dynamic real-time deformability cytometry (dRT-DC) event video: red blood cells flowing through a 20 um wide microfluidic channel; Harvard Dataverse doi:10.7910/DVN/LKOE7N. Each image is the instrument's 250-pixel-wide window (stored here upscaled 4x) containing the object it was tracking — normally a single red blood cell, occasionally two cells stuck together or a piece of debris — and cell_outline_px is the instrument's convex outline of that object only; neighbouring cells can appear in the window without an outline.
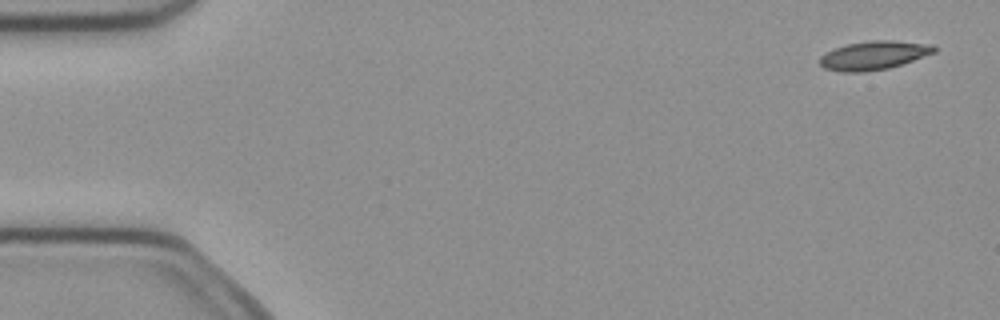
{"species": "common noctule bat (a hibernating species)", "species_latin": "Nyctalus noctula", "temperature_condition": "cold", "stored_images_in_passage": 5, "camera_frame_rate_fps": 3000, "um_per_image_px": 0.085, "animal": {"sex": "female", "body_mass_g": 21.9}, "frame": {"image": 1, "passage_image": 1, "time_ms": 0.0, "image_size_px": [1000, 320], "cell_outline_px": [[936, 52], [888, 68], [864, 72], [840, 72], [824, 68], [820, 64], [820, 56], [836, 48], [848, 44], [872, 40], [892, 40], [932, 44], [936, 48]], "centroid_in_image_um": [74.27, 4.7], "position_along_channel_um": 10.7, "area_um2": 18.9}}
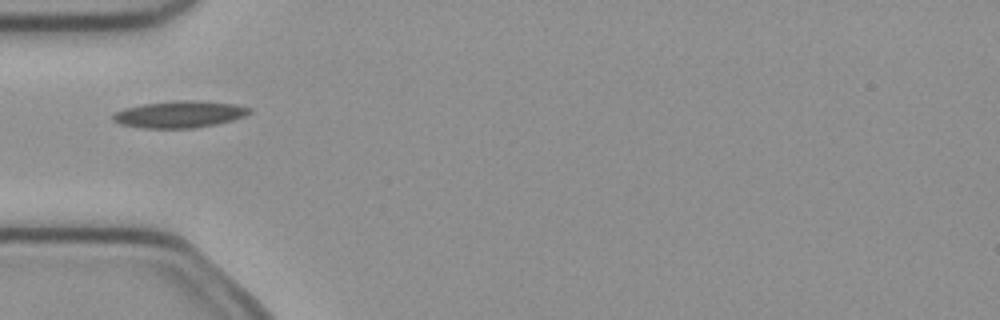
{"frame": {"image": 2, "passage_image": 5, "time_ms": 1.333, "image_size_px": [1000, 320], "cell_outline_px": [[252, 112], [244, 116], [232, 120], [216, 124], [196, 128], [144, 128], [120, 124], [112, 120], [112, 116], [116, 112], [124, 108], [144, 104], [176, 100], [192, 100], [236, 104], [252, 108]], "centroid_in_image_um": [15.28, 9.71], "position_along_channel_um": 69.7, "area_um2": 21.33}}